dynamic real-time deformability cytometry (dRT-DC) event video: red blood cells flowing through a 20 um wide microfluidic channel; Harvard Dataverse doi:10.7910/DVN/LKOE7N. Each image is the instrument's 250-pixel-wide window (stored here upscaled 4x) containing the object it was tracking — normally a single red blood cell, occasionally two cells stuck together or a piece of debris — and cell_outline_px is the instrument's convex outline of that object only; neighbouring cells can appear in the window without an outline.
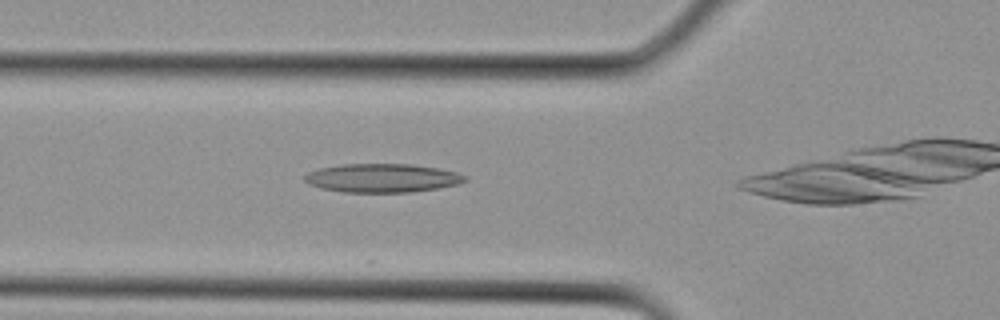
{"species": "Egyptian fruit bat (a non-hibernating species)", "species_latin": "Rousettus aegyptiacus", "temperature_condition": "cold", "stored_images_in_passage": 6, "camera_frame_rate_fps": 3000, "um_per_image_px": 0.085, "animal": {"sex": "female"}, "frame": {"image": 1, "passage_image": 4, "time_ms": 1.0, "image_size_px": [1000, 320], "cell_outline_px": [[468, 180], [456, 184], [436, 188], [412, 192], [344, 192], [320, 188], [308, 184], [304, 180], [304, 176], [308, 172], [320, 168], [344, 164], [408, 164], [440, 168], [456, 172], [468, 176]], "centroid_in_image_um": [32.49, 15.13], "position_along_channel_um": 93.3, "area_um2": 26.76}}